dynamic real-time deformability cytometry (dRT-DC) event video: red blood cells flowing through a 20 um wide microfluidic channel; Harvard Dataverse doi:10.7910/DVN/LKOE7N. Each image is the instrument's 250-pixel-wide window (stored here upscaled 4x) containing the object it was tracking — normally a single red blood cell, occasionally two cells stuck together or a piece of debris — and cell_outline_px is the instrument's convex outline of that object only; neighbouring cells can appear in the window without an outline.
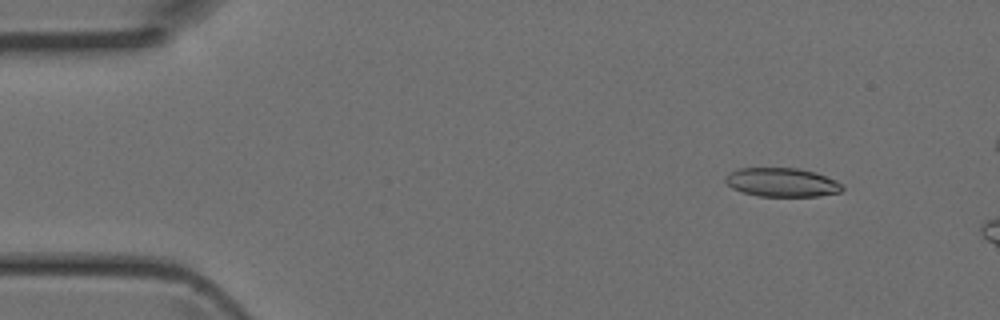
{"species": "Egyptian fruit bat (a non-hibernating species)", "species_latin": "Rousettus aegyptiacus", "temperature_condition": "room temperature", "stored_images_in_passage": 4, "camera_frame_rate_fps": 3000, "um_per_image_px": 0.085, "animal": {"sex": "female"}, "frame": {"image": 1, "passage_image": 2, "time_ms": 0.333, "image_size_px": [1000, 320], "cell_outline_px": [[844, 188], [840, 192], [820, 196], [760, 196], [744, 192], [732, 188], [724, 180], [724, 176], [728, 172], [736, 168], [800, 168], [816, 172], [836, 180], [844, 184]], "centroid_in_image_um": [66.47, 15.49], "position_along_channel_um": 18.5, "area_um2": 19.88}}